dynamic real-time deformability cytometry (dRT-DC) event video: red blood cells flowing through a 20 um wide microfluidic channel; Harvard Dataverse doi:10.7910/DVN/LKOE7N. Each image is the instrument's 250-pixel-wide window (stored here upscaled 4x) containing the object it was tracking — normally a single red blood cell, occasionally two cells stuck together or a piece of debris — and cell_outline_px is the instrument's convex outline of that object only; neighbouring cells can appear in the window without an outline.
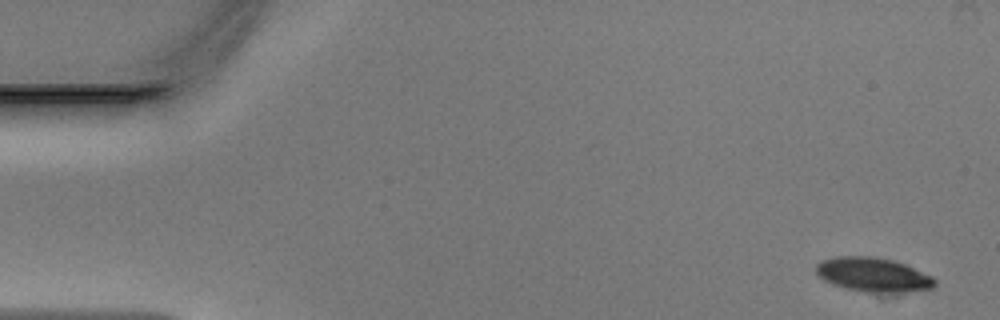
{"species": "Egyptian fruit bat (a non-hibernating species)", "species_latin": "Rousettus aegyptiacus", "temperature_condition": "warm", "stored_images_in_passage": 48, "camera_frame_rate_fps": 3000, "um_per_image_px": 0.085, "animal": {"sex": "male"}, "frame": {"image": 1, "passage_image": 2, "time_ms": 0.333, "image_size_px": [1000, 320], "cell_outline_px": [[936, 284], [932, 288], [888, 296], [880, 296], [832, 284], [824, 280], [816, 272], [816, 264], [820, 260], [836, 256], [872, 256], [896, 260], [932, 276], [936, 280]], "centroid_in_image_um": [74.26, 23.39], "position_along_channel_um": 10.7, "area_um2": 24.57}}
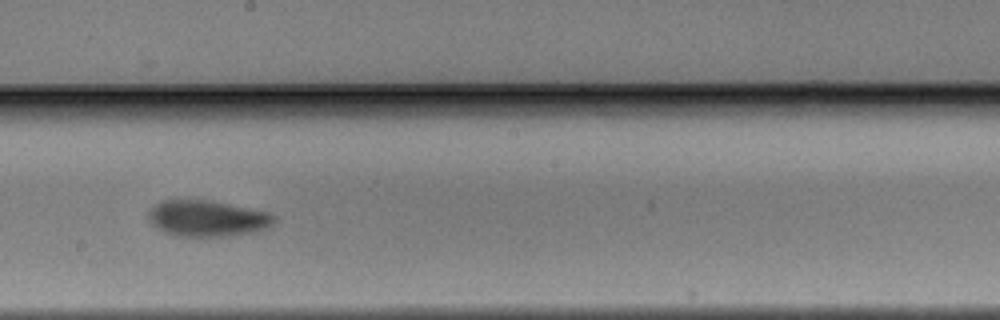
{"frame": {"image": 2, "passage_image": 27, "time_ms": 8.667, "image_size_px": [1000, 320], "cell_outline_px": [[276, 220], [268, 228], [252, 232], [228, 236], [176, 236], [164, 232], [156, 228], [152, 224], [148, 216], [148, 212], [156, 204], [164, 200], [208, 200], [268, 212], [276, 216]], "centroid_in_image_um": [17.62, 18.57], "position_along_channel_um": 230.6, "area_um2": 26.3}}
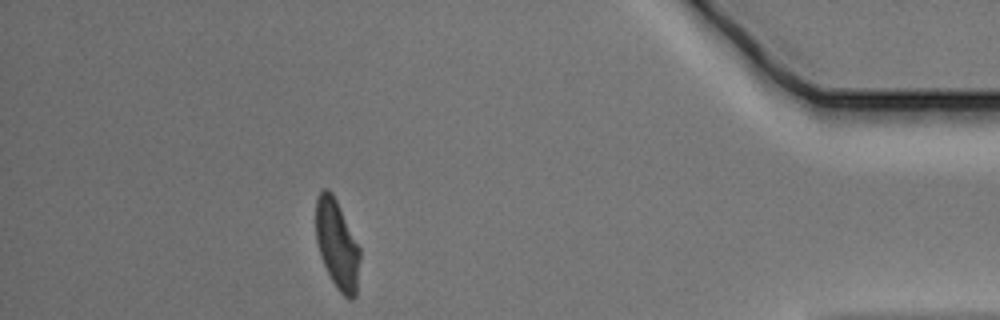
{"frame": {"image": 3, "passage_image": 43, "time_ms": 14.0, "image_size_px": [1000, 320], "cell_outline_px": [[360, 256], [356, 296], [352, 300], [348, 300], [336, 288], [320, 256], [316, 240], [316, 200], [320, 192], [324, 188], [328, 188], [332, 192], [360, 248]], "centroid_in_image_um": [28.65, 20.8], "position_along_channel_um": 406.5, "area_um2": 22.77}}